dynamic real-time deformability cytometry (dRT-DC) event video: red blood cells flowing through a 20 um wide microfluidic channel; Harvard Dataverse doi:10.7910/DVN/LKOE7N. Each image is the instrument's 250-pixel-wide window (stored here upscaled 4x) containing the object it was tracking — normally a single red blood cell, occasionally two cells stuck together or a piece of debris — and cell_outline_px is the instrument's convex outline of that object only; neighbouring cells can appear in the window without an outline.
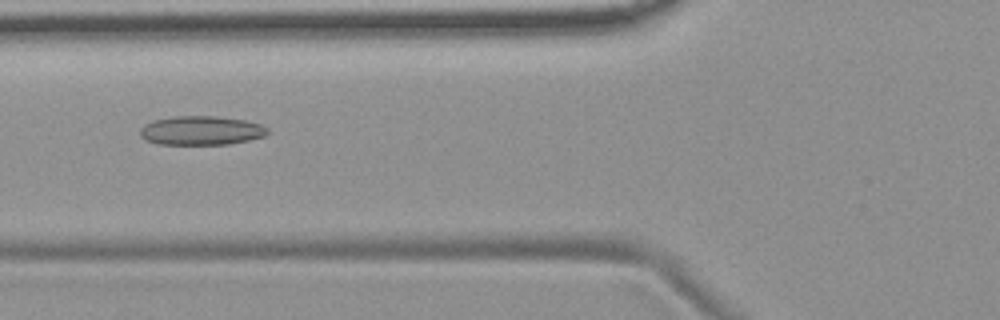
{"species": "common noctule bat (a hibernating species)", "species_latin": "Nyctalus noctula", "temperature_condition": "room temperature", "stored_images_in_passage": 6, "camera_frame_rate_fps": 3000, "um_per_image_px": 0.085, "animal": {"sex": "female", "body_mass_g": 19.9}, "frame": {"image": 1, "passage_image": 5, "time_ms": 5.0, "image_size_px": [1000, 320], "cell_outline_px": [[268, 132], [264, 136], [248, 140], [228, 144], [160, 144], [144, 140], [140, 136], [140, 128], [144, 124], [152, 120], [176, 116], [216, 116], [244, 120], [260, 124], [268, 128]], "centroid_in_image_um": [17.06, 11.09], "position_along_channel_um": 108.7, "area_um2": 21.56}}
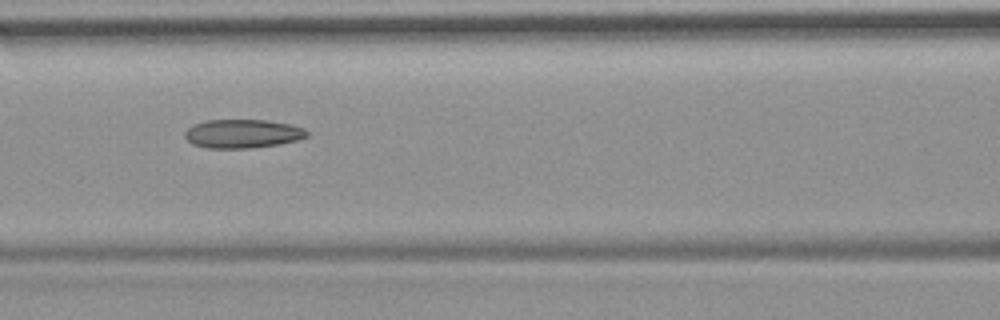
{"frame": {"image": 2, "passage_image": 6, "time_ms": 6.0, "image_size_px": [1000, 320], "cell_outline_px": [[308, 136], [296, 140], [280, 144], [248, 148], [208, 148], [192, 144], [184, 136], [184, 132], [192, 124], [204, 120], [268, 120], [292, 124], [304, 128], [308, 132]], "centroid_in_image_um": [20.61, 11.35], "position_along_channel_um": 146.0, "area_um2": 20.58}}